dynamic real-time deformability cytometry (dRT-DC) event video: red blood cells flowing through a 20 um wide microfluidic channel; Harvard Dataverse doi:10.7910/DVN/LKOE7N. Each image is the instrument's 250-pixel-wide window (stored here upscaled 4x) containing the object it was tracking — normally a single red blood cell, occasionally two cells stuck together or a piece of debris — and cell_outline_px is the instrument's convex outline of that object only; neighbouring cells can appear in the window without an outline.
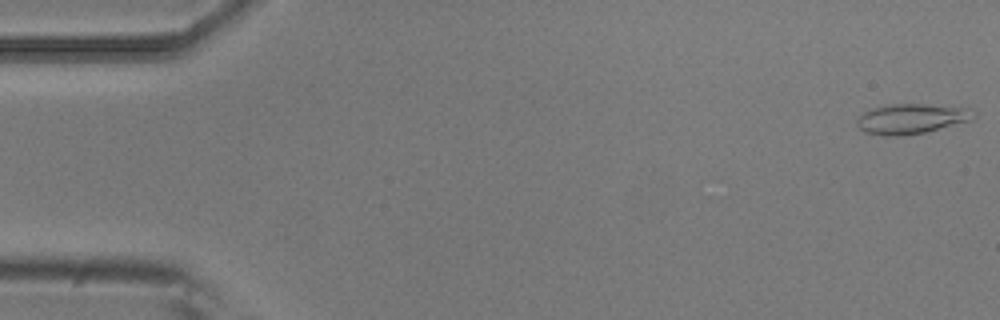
{"species": "common noctule bat (a hibernating species)", "species_latin": "Nyctalus noctula", "temperature_condition": "room temperature", "stored_images_in_passage": 6, "camera_frame_rate_fps": 3000, "um_per_image_px": 0.085, "animal": {"sex": "male", "body_mass_g": 20.5, "forearm_length_mm": 52.5}, "frame": {"image": 1, "passage_image": 1, "time_ms": 0.0, "image_size_px": [1000, 320], "cell_outline_px": [[976, 116], [968, 120], [924, 132], [900, 136], [884, 136], [864, 132], [856, 124], [856, 120], [864, 112], [872, 108], [892, 104], [924, 104], [968, 108], [976, 112]], "centroid_in_image_um": [77.42, 10.09], "position_along_channel_um": 7.6, "area_um2": 20.11}}
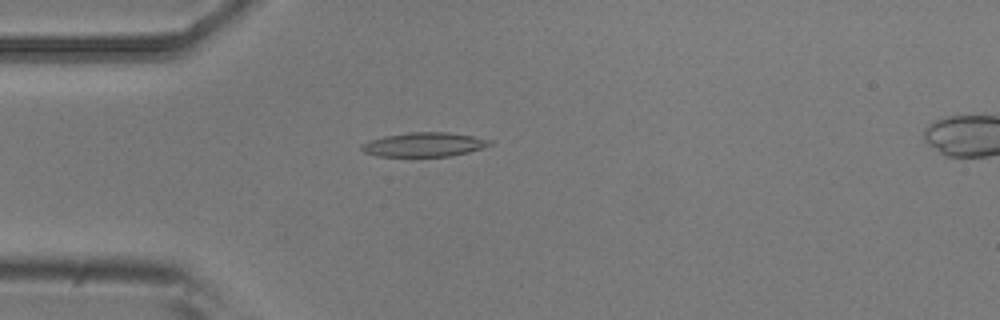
{"frame": {"image": 2, "passage_image": 5, "time_ms": 1.333, "image_size_px": [1000, 320], "cell_outline_px": [[492, 144], [468, 152], [452, 156], [376, 156], [364, 152], [360, 148], [360, 144], [368, 140], [384, 136], [408, 132], [448, 132], [472, 136], [492, 140]], "centroid_in_image_um": [36.0, 12.28], "position_along_channel_um": 49.0, "area_um2": 18.09}}